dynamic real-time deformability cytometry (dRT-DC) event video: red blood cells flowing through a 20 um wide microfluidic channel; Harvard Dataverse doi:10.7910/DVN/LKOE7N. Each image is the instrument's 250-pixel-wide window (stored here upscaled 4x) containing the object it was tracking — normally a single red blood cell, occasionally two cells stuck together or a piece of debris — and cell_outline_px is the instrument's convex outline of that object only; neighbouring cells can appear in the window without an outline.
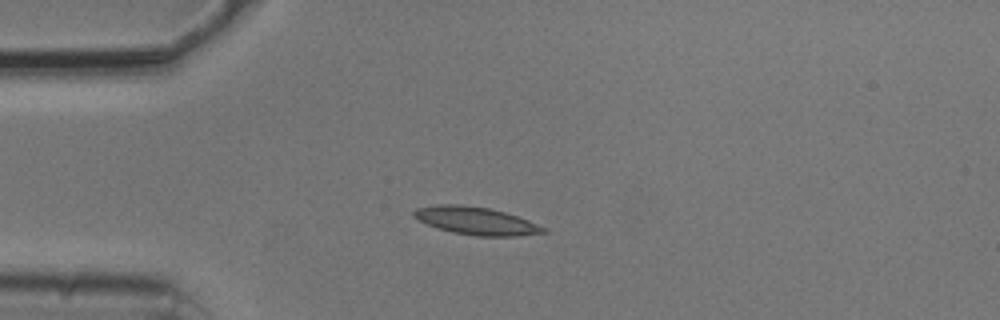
{"species": "common noctule bat (a hibernating species)", "species_latin": "Nyctalus noctula", "temperature_condition": "cold", "stored_images_in_passage": 42, "camera_frame_rate_fps": 3000, "um_per_image_px": 0.085, "animal": {"sex": "male", "body_mass_g": 20.5, "forearm_length_mm": 52.5}, "frame": {"image": 1, "passage_image": 1, "time_ms": 0.0, "image_size_px": [1000, 320], "cell_outline_px": [[548, 232], [516, 236], [476, 236], [452, 232], [436, 228], [412, 216], [412, 212], [416, 208], [436, 204], [460, 204], [488, 208], [504, 212], [528, 220], [548, 228]], "centroid_in_image_um": [40.46, 18.77], "position_along_channel_um": 44.5, "area_um2": 20.98}}
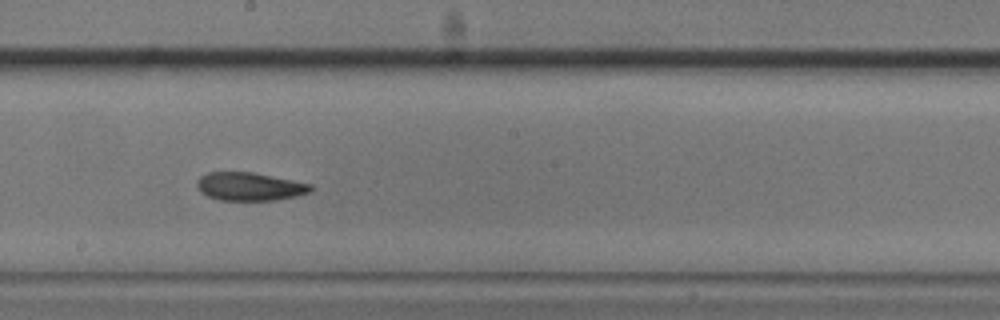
{"frame": {"image": 2, "passage_image": 17, "time_ms": 5.333, "image_size_px": [1000, 320], "cell_outline_px": [[312, 192], [296, 196], [276, 200], [220, 200], [208, 196], [200, 192], [196, 184], [196, 180], [200, 176], [208, 172], [252, 172], [312, 184]], "centroid_in_image_um": [21.21, 15.85], "position_along_channel_um": 227.0, "area_um2": 18.73}}
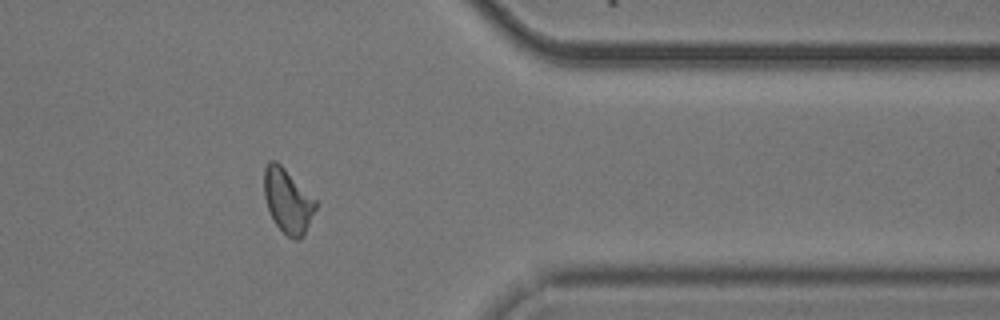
{"frame": {"image": 3, "passage_image": 31, "time_ms": 10.0, "image_size_px": [1000, 320], "cell_outline_px": [[316, 208], [304, 236], [300, 240], [296, 240], [288, 236], [272, 220], [264, 196], [264, 168], [268, 160], [276, 160], [316, 200]], "centroid_in_image_um": [24.44, 17.08], "position_along_channel_um": 387.0, "area_um2": 19.19}, "authors_computed_cell_mechanics": {"area_um2": 19.2474, "velocity_mm_per_s": 3.7644, "shape_relaxation_time_tau1_ms": null, "shape_relaxation_time_tau2_ms": 5.5571, "deformation_change_tau1": null, "deformation_change_tau2": 0.1187}}